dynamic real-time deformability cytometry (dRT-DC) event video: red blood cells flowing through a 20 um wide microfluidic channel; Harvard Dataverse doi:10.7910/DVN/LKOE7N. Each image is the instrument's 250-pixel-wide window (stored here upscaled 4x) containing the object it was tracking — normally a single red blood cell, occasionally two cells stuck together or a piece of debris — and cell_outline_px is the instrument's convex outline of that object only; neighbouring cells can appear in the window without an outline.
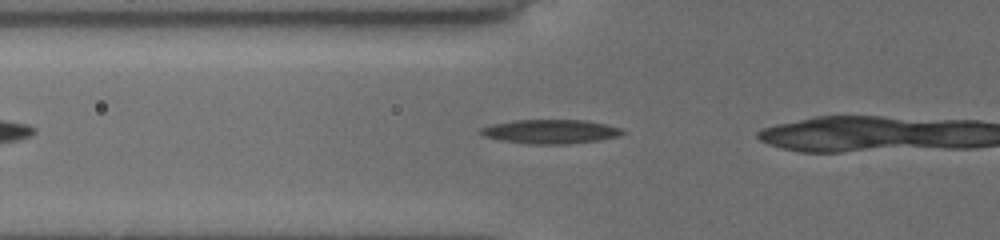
{"species": "common noctule bat (a hibernating species)", "species_latin": "Nyctalus noctula", "temperature_condition": "cold", "stored_images_in_passage": 8, "camera_frame_rate_fps": 3000, "um_per_image_px": 0.085, "animal": {"sex": "female", "body_mass_g": 19.5, "forearm_length_mm": 54.1}, "frame": {"image": 1, "passage_image": 3, "time_ms": 0.667, "image_size_px": [1000, 240], "cell_outline_px": [[624, 132], [620, 136], [596, 140], [568, 144], [528, 144], [500, 140], [480, 136], [476, 132], [480, 128], [492, 124], [516, 120], [584, 120], [624, 128]], "centroid_in_image_um": [46.73, 11.18], "position_along_channel_um": 79.1, "area_um2": 20.06}}
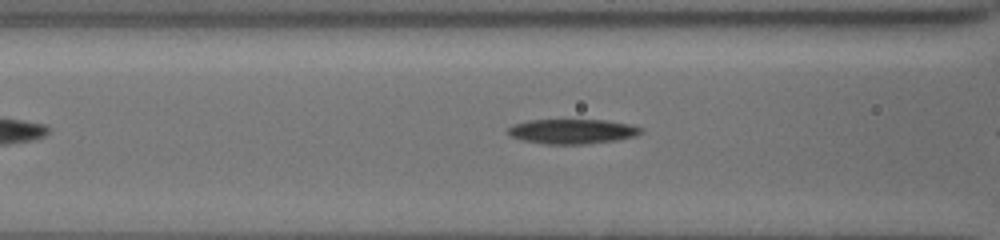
{"frame": {"image": 2, "passage_image": 6, "time_ms": 1.667, "image_size_px": [1000, 240], "cell_outline_px": [[644, 132], [636, 136], [616, 140], [588, 144], [544, 144], [520, 140], [508, 136], [504, 132], [512, 124], [528, 120], [604, 120], [628, 124], [644, 128]], "centroid_in_image_um": [48.59, 11.17], "position_along_channel_um": 118.0, "area_um2": 19.54}}